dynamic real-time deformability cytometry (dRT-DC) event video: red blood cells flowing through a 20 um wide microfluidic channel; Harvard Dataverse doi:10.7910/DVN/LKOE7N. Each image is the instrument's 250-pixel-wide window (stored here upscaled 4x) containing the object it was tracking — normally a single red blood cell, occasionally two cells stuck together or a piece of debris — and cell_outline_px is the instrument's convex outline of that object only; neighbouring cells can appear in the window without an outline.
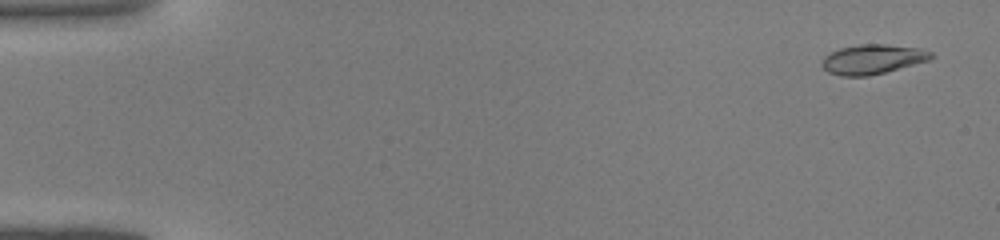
{"species": "common noctule bat (a hibernating species)", "species_latin": "Nyctalus noctula", "temperature_condition": "warm", "stored_images_in_passage": 12, "camera_frame_rate_fps": 3000, "um_per_image_px": 0.085, "animal": {"sex": "male", "body_mass_g": 19.0, "forearm_length_mm": 50.8}, "frame": {"image": 1, "passage_image": 2, "time_ms": 0.333, "image_size_px": [1000, 240], "cell_outline_px": [[936, 56], [928, 60], [884, 72], [868, 76], [840, 76], [828, 72], [820, 64], [820, 60], [824, 56], [840, 48], [860, 44], [888, 44], [920, 48], [932, 52]], "centroid_in_image_um": [74.15, 5.03], "position_along_channel_um": 10.9, "area_um2": 18.84}}